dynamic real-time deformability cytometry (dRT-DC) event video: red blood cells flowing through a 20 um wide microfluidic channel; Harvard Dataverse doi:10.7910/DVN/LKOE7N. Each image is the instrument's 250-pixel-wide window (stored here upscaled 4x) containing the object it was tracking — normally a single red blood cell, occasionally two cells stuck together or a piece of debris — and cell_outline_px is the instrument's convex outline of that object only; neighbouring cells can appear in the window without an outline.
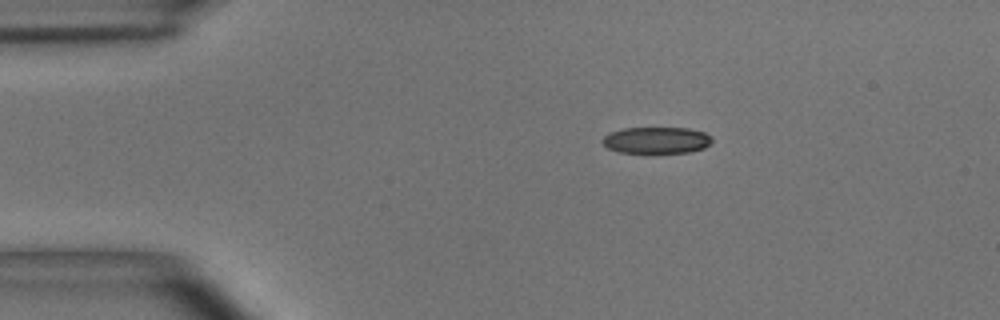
{"species": "common noctule bat (a hibernating species)", "species_latin": "Nyctalus noctula", "temperature_condition": "room temperature", "stored_images_in_passage": 9, "camera_frame_rate_fps": 3000, "um_per_image_px": 0.085, "animal": {"sex": "male", "body_mass_g": 15.6}, "frame": {"image": 1, "passage_image": 1, "time_ms": 0.0, "image_size_px": [1000, 320], "cell_outline_px": [[712, 140], [704, 148], [688, 152], [620, 152], [608, 148], [600, 140], [608, 132], [624, 128], [688, 128], [704, 132]], "centroid_in_image_um": [55.75, 11.9], "position_along_channel_um": 29.3, "area_um2": 16.7}}
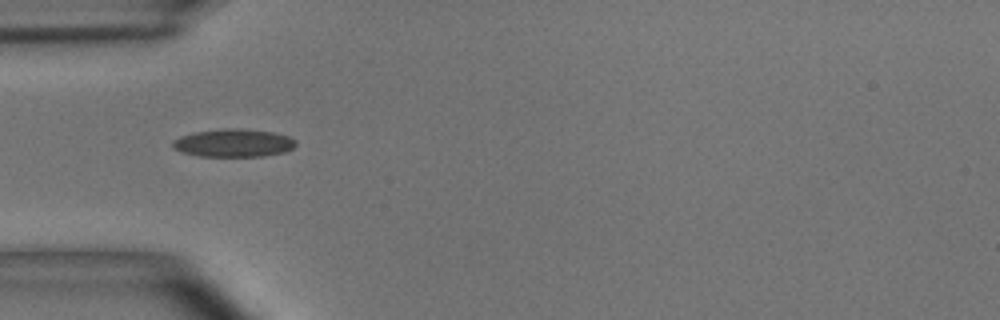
{"frame": {"image": 2, "passage_image": 3, "time_ms": 0.667, "image_size_px": [1000, 320], "cell_outline_px": [[296, 144], [292, 148], [284, 152], [264, 156], [200, 156], [180, 152], [172, 148], [172, 140], [180, 136], [196, 132], [224, 128], [240, 128], [272, 132], [288, 136], [296, 140]], "centroid_in_image_um": [19.82, 12.15], "position_along_channel_um": 65.2, "area_um2": 20.11}}
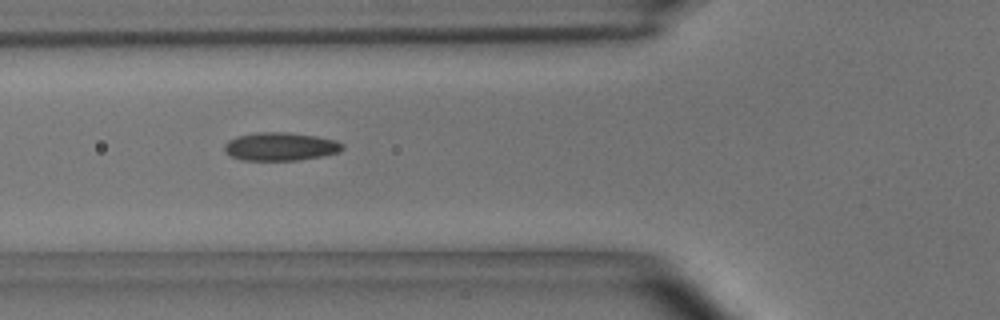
{"frame": {"image": 3, "passage_image": 4, "time_ms": 1.0, "image_size_px": [1000, 320], "cell_outline_px": [[344, 148], [340, 152], [320, 156], [296, 160], [244, 160], [232, 156], [224, 152], [224, 144], [228, 140], [236, 136], [256, 132], [288, 132], [316, 136], [336, 140], [344, 144]], "centroid_in_image_um": [23.83, 12.44], "position_along_channel_um": 102.0, "area_um2": 19.48}}